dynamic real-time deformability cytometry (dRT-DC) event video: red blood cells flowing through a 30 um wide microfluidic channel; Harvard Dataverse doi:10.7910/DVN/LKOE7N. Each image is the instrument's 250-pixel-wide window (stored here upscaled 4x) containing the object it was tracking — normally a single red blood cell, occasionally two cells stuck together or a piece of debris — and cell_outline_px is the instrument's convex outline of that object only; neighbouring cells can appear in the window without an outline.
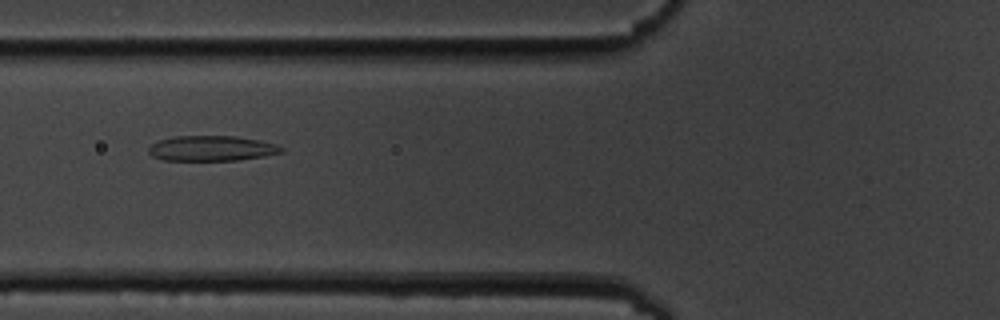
{"species": "common noctule bat (a hibernating species)", "species_latin": "Nyctalus noctula", "temperature_condition": "cold", "stored_images_in_passage": 6, "camera_frame_rate_fps": 3000, "um_per_image_px": 0.085, "animal": {"sex": "male", "body_mass_g": 19.5, "forearm_length_mm": 54.6}, "frame": {"image": 1, "passage_image": 4, "time_ms": 3.667, "image_size_px": [1000, 320], "cell_outline_px": [[284, 152], [264, 156], [236, 160], [164, 160], [152, 156], [148, 152], [148, 148], [156, 140], [172, 136], [236, 136], [260, 140], [276, 144], [284, 148]], "centroid_in_image_um": [17.98, 12.6], "position_along_channel_um": 107.8, "area_um2": 19.65}}
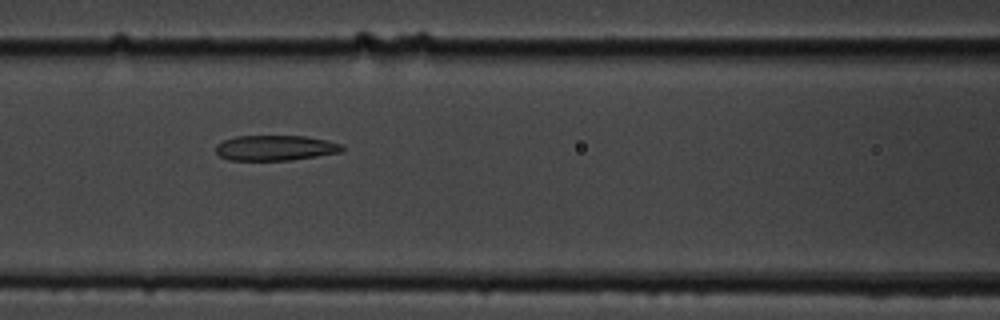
{"frame": {"image": 2, "passage_image": 5, "time_ms": 4.667, "image_size_px": [1000, 320], "cell_outline_px": [[344, 152], [292, 160], [228, 160], [220, 156], [216, 152], [216, 144], [224, 140], [236, 136], [304, 136], [328, 140], [340, 144], [344, 148]], "centroid_in_image_um": [23.42, 12.57], "position_along_channel_um": 143.2, "area_um2": 18.73}}
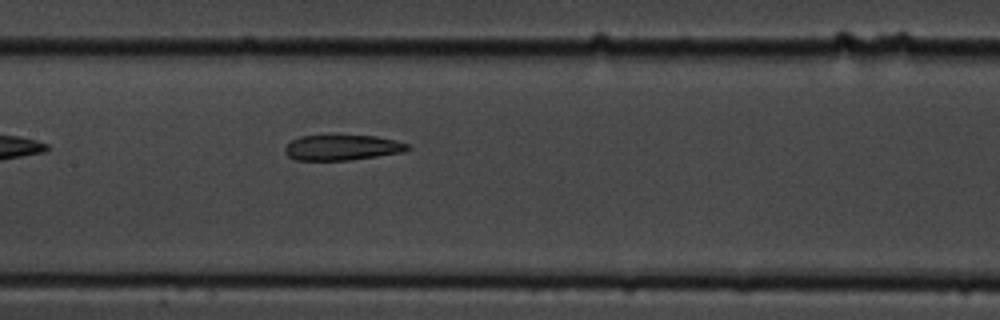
{"frame": {"image": 3, "passage_image": 6, "time_ms": 5.667, "image_size_px": [1000, 320], "cell_outline_px": [[412, 148], [404, 152], [352, 160], [296, 160], [288, 156], [284, 152], [284, 148], [292, 140], [300, 136], [376, 136], [396, 140], [408, 144]], "centroid_in_image_um": [29.11, 12.55], "position_along_channel_um": 178.3, "area_um2": 18.15}}